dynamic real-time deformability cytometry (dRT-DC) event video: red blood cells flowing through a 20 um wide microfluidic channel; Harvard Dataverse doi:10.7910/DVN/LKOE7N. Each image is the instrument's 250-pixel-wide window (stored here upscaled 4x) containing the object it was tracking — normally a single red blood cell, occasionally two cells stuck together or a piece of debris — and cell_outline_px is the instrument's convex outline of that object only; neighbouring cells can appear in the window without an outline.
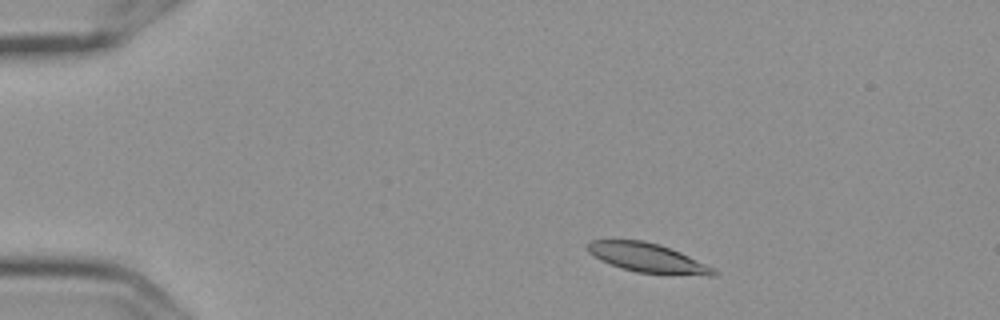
{"species": "Egyptian fruit bat (a non-hibernating species)", "species_latin": "Rousettus aegyptiacus", "temperature_condition": "cold", "stored_images_in_passage": 5, "camera_frame_rate_fps": 3000, "um_per_image_px": 0.085, "frame": {"image": 1, "passage_image": 2, "time_ms": 0.333, "image_size_px": [1000, 320], "cell_outline_px": [[720, 272], [712, 276], [708, 276], [636, 272], [600, 260], [588, 252], [588, 244], [592, 240], [644, 240], [680, 252], [716, 268]], "centroid_in_image_um": [55.1, 21.93], "position_along_channel_um": 29.9, "area_um2": 21.15}}
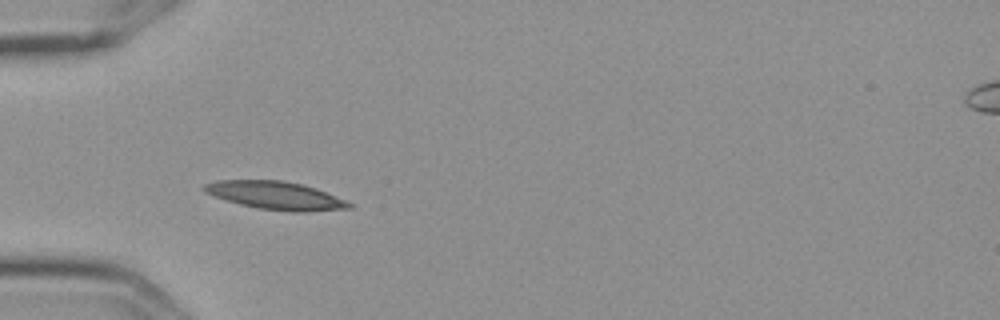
{"frame": {"image": 2, "passage_image": 4, "time_ms": 1.0, "image_size_px": [1000, 320], "cell_outline_px": [[352, 208], [304, 212], [292, 212], [256, 208], [240, 204], [204, 192], [200, 188], [204, 184], [216, 180], [284, 180], [316, 188], [344, 200], [352, 204]], "centroid_in_image_um": [23.4, 16.61], "position_along_channel_um": 61.6, "area_um2": 23.58}}
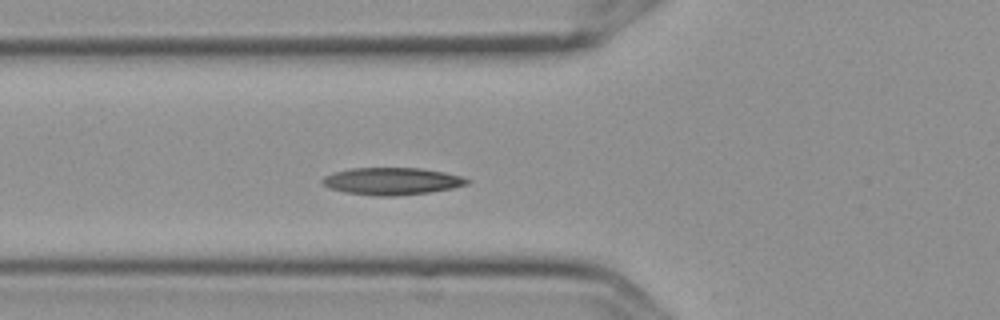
{"frame": {"image": 3, "passage_image": 5, "time_ms": 1.333, "image_size_px": [1000, 320], "cell_outline_px": [[472, 180], [468, 184], [452, 188], [428, 192], [396, 196], [376, 196], [344, 192], [328, 188], [320, 184], [320, 180], [324, 176], [332, 172], [352, 168], [420, 168], [444, 172], [460, 176]], "centroid_in_image_um": [33.25, 15.4], "position_along_channel_um": 92.5, "area_um2": 23.12}}